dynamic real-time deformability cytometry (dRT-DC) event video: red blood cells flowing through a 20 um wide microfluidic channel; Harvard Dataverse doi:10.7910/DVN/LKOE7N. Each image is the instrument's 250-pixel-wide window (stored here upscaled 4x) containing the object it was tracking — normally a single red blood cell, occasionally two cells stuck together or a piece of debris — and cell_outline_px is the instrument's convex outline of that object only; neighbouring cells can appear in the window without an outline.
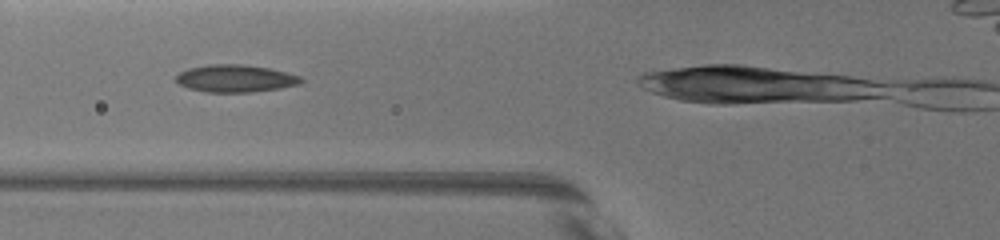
{"species": "common noctule bat (a hibernating species)", "species_latin": "Nyctalus noctula", "temperature_condition": "warm", "stored_images_in_passage": 21, "camera_frame_rate_fps": 3000, "um_per_image_px": 0.085, "animal": {"sex": "female", "body_mass_g": 19.5, "forearm_length_mm": 54.1}, "frame": {"image": 1, "passage_image": 4, "time_ms": 2.333, "image_size_px": [1000, 240], "cell_outline_px": [[304, 80], [300, 84], [280, 88], [248, 92], [204, 92], [188, 88], [180, 84], [176, 80], [176, 76], [180, 72], [188, 68], [208, 64], [244, 64], [268, 68], [300, 76]], "centroid_in_image_um": [19.99, 6.66], "position_along_channel_um": 105.8, "area_um2": 19.88}}
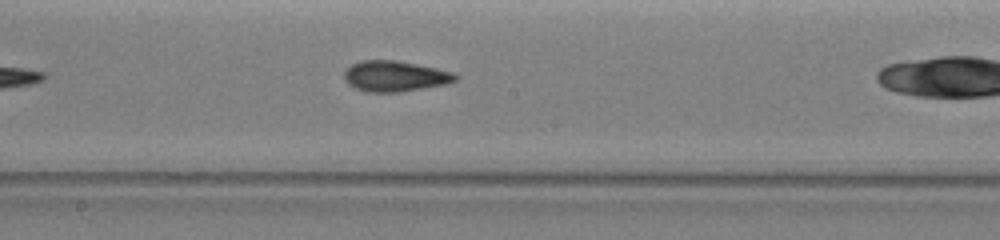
{"frame": {"image": 2, "passage_image": 12, "time_ms": 5.333, "image_size_px": [1000, 240], "cell_outline_px": [[456, 80], [448, 84], [400, 92], [368, 92], [356, 88], [348, 84], [344, 80], [344, 72], [352, 64], [360, 60], [396, 60], [436, 68], [452, 72], [456, 76]], "centroid_in_image_um": [33.55, 6.48], "position_along_channel_um": 214.7, "area_um2": 19.83}}
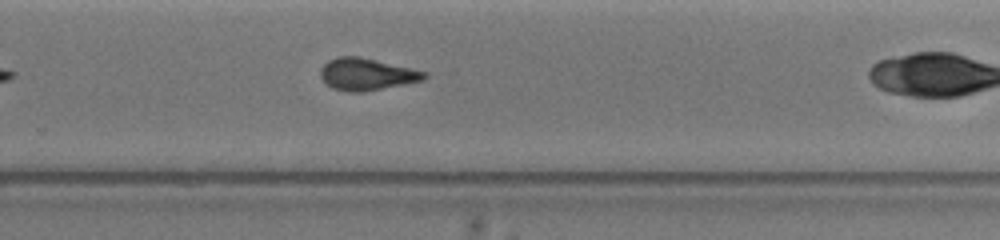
{"frame": {"image": 3, "passage_image": 18, "time_ms": 7.667, "image_size_px": [1000, 240], "cell_outline_px": [[428, 76], [424, 80], [364, 92], [348, 92], [332, 88], [320, 76], [320, 68], [328, 60], [336, 56], [360, 56], [412, 68], [428, 72]], "centroid_in_image_um": [31.18, 6.3], "position_along_channel_um": 298.6, "area_um2": 19.54}}